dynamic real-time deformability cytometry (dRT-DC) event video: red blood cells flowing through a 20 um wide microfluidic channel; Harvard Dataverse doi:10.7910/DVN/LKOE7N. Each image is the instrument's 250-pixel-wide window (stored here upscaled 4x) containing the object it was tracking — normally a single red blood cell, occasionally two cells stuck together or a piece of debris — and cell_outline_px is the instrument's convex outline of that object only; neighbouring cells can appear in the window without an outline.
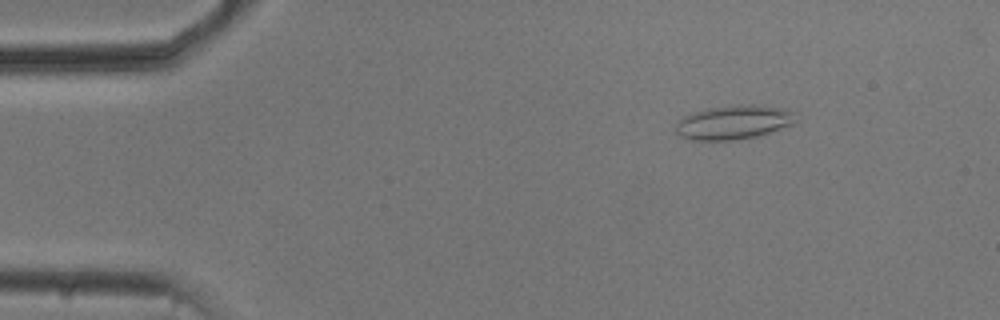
{"species": "common noctule bat (a hibernating species)", "species_latin": "Nyctalus noctula", "temperature_condition": "cold", "stored_images_in_passage": 51, "camera_frame_rate_fps": 3000, "um_per_image_px": 0.085, "animal": {"sex": "male", "body_mass_g": 20.5, "forearm_length_mm": 52.5}, "frame": {"image": 1, "passage_image": 5, "time_ms": 1.333, "image_size_px": [1000, 320], "cell_outline_px": [[796, 112], [792, 124], [756, 136], [732, 140], [692, 140], [680, 136], [676, 132], [676, 124], [684, 116], [708, 108], [740, 104], [764, 104], [784, 108]], "centroid_in_image_um": [62.37, 10.37], "position_along_channel_um": 22.6, "area_um2": 23.7}}
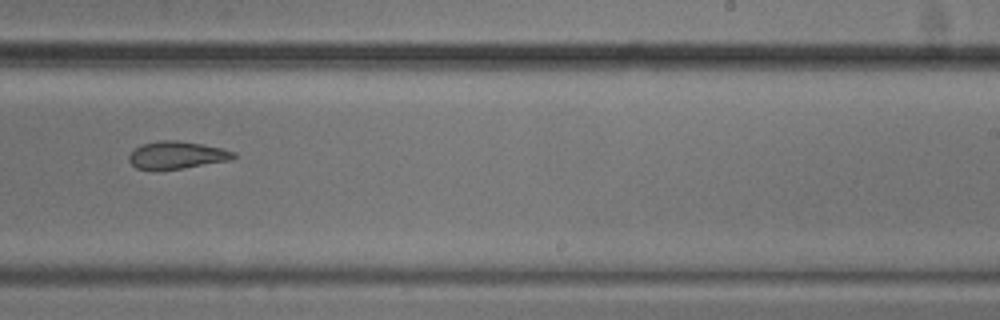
{"frame": {"image": 2, "passage_image": 31, "time_ms": 10.0, "image_size_px": [1000, 320], "cell_outline_px": [[236, 156], [228, 160], [184, 168], [156, 172], [136, 168], [128, 160], [128, 156], [136, 148], [144, 144], [160, 140], [176, 140], [200, 144], [220, 148], [236, 152]], "centroid_in_image_um": [14.97, 13.21], "position_along_channel_um": 274.0, "area_um2": 16.82}}
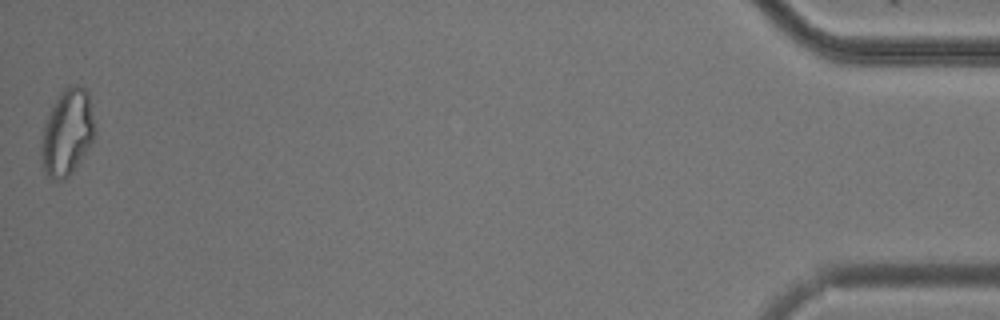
{"frame": {"image": 3, "passage_image": 51, "time_ms": 16.667, "image_size_px": [1000, 320], "cell_outline_px": [[96, 132], [92, 140], [72, 172], [64, 180], [56, 180], [48, 176], [44, 172], [40, 156], [40, 140], [44, 124], [60, 92], [68, 84], [76, 84], [84, 88], [88, 92]], "centroid_in_image_um": [5.68, 11.25], "position_along_channel_um": 429.5, "area_um2": 26.82}, "authors_computed_cell_mechanics": {"area_um2": 18.6694, "velocity_mm_per_s": 3.7549, "shape_relaxation_time_tau1_ms": null, "shape_relaxation_time_tau2_ms": 3.4378, "deformation_change_tau1": null, "deformation_change_tau2": 0.1221}}